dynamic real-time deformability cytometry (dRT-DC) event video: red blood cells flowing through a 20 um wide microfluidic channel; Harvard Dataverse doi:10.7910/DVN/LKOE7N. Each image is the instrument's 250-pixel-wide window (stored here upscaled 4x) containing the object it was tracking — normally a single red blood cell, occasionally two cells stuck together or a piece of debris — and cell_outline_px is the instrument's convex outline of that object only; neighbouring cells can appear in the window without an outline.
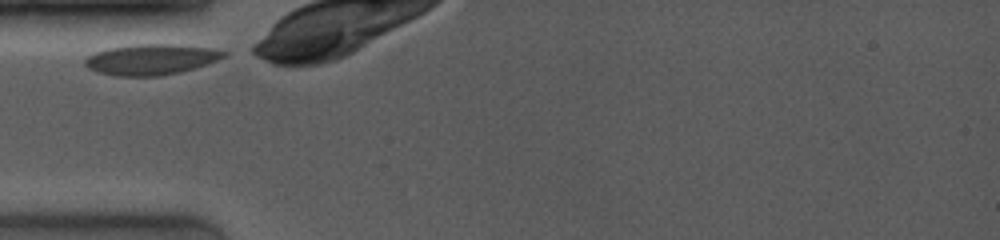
{"species": "common noctule bat (a hibernating species)", "species_latin": "Nyctalus noctula", "temperature_condition": "room temperature", "stored_images_in_passage": 7, "camera_frame_rate_fps": 4000, "um_per_image_px": 0.085, "animal": {"sex": "female", "body_mass_g": 19.0, "forearm_length_mm": 53.3}, "frame": {"image": 1, "passage_image": 1, "time_ms": 0.0, "image_size_px": [1000, 240], "cell_outline_px": [[228, 52], [224, 56], [216, 60], [196, 68], [180, 72], [160, 76], [116, 76], [96, 72], [88, 68], [84, 64], [84, 60], [88, 56], [96, 52], [108, 48], [132, 44], [176, 44], [212, 48]], "centroid_in_image_um": [12.82, 5.05], "position_along_channel_um": 72.2, "area_um2": 24.91}}